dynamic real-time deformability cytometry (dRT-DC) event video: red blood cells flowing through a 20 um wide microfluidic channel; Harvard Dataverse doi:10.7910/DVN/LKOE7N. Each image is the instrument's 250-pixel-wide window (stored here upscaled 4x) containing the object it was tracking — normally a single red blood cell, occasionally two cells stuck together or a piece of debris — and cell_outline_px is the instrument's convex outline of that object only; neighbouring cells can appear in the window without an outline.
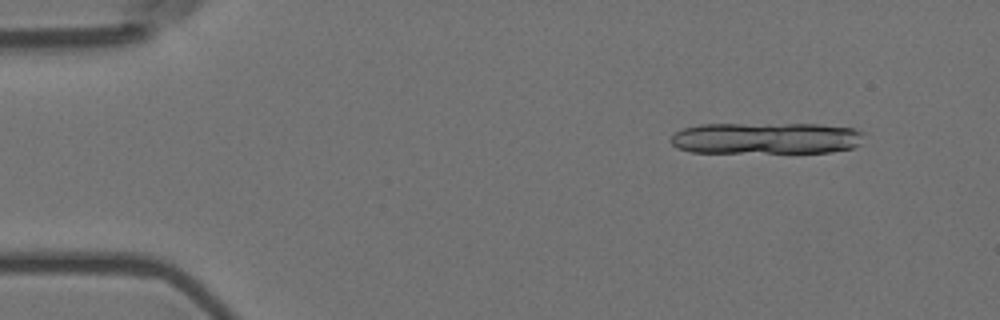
{"species": "Egyptian fruit bat (a non-hibernating species)", "species_latin": "Rousettus aegyptiacus", "temperature_condition": "room temperature", "stored_images_in_passage": 4, "camera_frame_rate_fps": 3000, "um_per_image_px": 0.085, "animal": {"sex": "female"}, "frame": {"image": 1, "passage_image": 1, "time_ms": 0.0, "image_size_px": [1000, 320], "cell_outline_px": [[864, 132], [860, 144], [852, 148], [828, 152], [692, 152], [676, 148], [668, 140], [676, 132], [684, 128], [700, 124], [820, 124], [852, 128]], "centroid_in_image_um": [65.1, 11.74], "position_along_channel_um": 19.9, "area_um2": 35.6}}
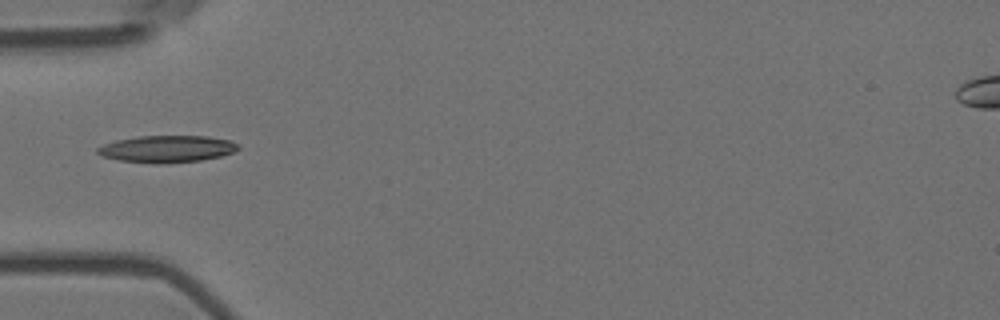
{"frame": {"image": 2, "passage_image": 4, "time_ms": 1.0, "image_size_px": [1000, 320], "cell_outline_px": [[240, 148], [232, 152], [220, 156], [200, 160], [160, 164], [156, 164], [120, 160], [100, 156], [96, 152], [96, 148], [104, 144], [116, 140], [140, 136], [208, 136], [232, 140]], "centroid_in_image_um": [14.17, 12.66], "position_along_channel_um": 70.8, "area_um2": 22.08}}